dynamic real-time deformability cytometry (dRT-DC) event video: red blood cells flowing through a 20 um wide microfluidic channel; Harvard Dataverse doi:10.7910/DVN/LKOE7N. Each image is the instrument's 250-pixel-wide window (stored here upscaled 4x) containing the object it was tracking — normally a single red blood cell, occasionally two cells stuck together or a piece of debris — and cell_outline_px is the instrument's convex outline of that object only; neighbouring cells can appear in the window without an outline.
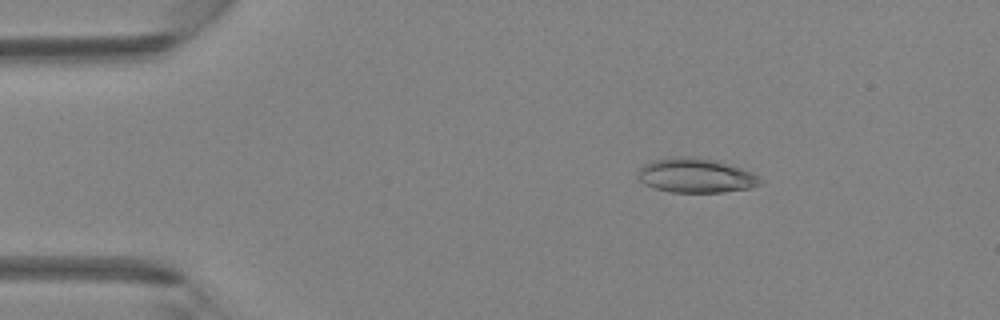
{"species": "Egyptian fruit bat (a non-hibernating species)", "species_latin": "Rousettus aegyptiacus", "temperature_condition": "room temperature", "stored_images_in_passage": 5, "camera_frame_rate_fps": 3000, "um_per_image_px": 0.085, "animal": {"sex": "female"}, "frame": {"image": 1, "passage_image": 2, "time_ms": 0.333, "image_size_px": [1000, 320], "cell_outline_px": [[764, 180], [760, 184], [752, 188], [724, 192], [668, 192], [644, 184], [640, 180], [636, 172], [644, 164], [652, 160], [676, 156], [700, 156], [716, 160], [752, 172]], "centroid_in_image_um": [59.15, 14.91], "position_along_channel_um": 25.9, "area_um2": 24.85}}
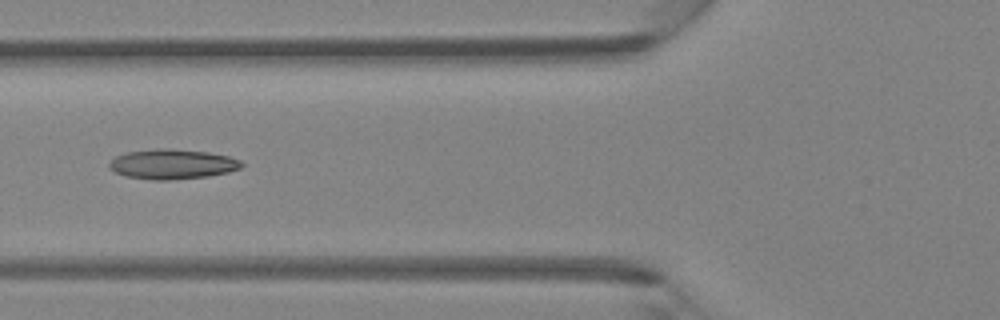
{"frame": {"image": 2, "passage_image": 4, "time_ms": 1.0, "image_size_px": [1000, 320], "cell_outline_px": [[244, 164], [240, 168], [228, 172], [208, 176], [172, 180], [152, 180], [124, 176], [108, 168], [108, 164], [116, 156], [128, 152], [160, 148], [168, 148], [208, 152], [228, 156], [240, 160]], "centroid_in_image_um": [14.64, 13.96], "position_along_channel_um": 111.2, "area_um2": 23.06}}
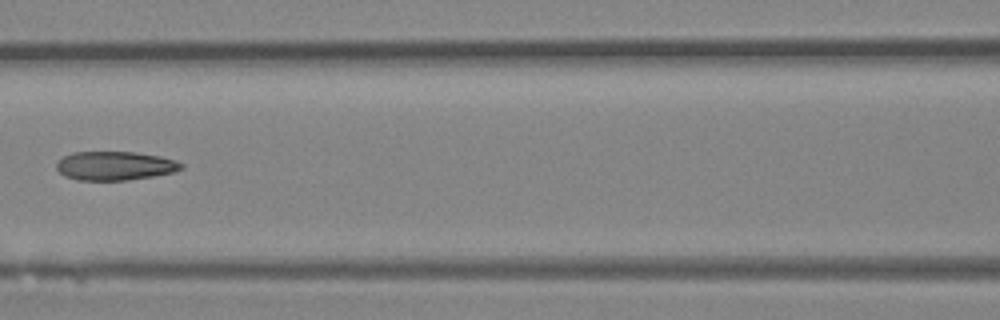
{"frame": {"image": 3, "passage_image": 5, "time_ms": 1.333, "image_size_px": [1000, 320], "cell_outline_px": [[184, 168], [172, 172], [152, 176], [124, 180], [76, 180], [64, 176], [56, 168], [56, 164], [64, 156], [72, 152], [136, 152], [160, 156], [176, 160], [184, 164]], "centroid_in_image_um": [9.77, 14.09], "position_along_channel_um": 156.8, "area_um2": 20.92}}